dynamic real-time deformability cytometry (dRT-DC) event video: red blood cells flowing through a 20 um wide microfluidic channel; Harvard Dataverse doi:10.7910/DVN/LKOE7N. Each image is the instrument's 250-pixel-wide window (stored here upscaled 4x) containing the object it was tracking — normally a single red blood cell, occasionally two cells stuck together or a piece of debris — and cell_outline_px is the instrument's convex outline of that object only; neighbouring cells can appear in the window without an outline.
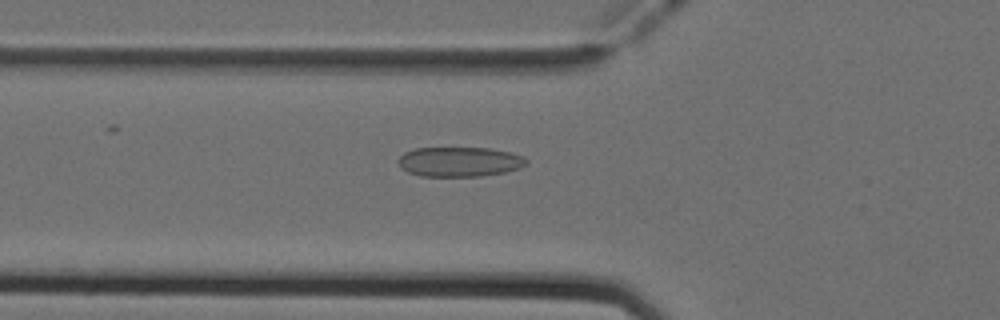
{"species": "Egyptian fruit bat (a non-hibernating species)", "species_latin": "Rousettus aegyptiacus", "temperature_condition": "cold", "stored_images_in_passage": 51, "camera_frame_rate_fps": 3000, "um_per_image_px": 0.085, "animal": {"sex": "female"}, "frame": {"image": 1, "passage_image": 18, "time_ms": 5.667, "image_size_px": [1000, 320], "cell_outline_px": [[528, 164], [520, 168], [504, 172], [480, 176], [420, 176], [408, 172], [400, 168], [396, 160], [404, 152], [416, 148], [488, 148], [512, 152], [524, 156], [528, 160]], "centroid_in_image_um": [39.06, 13.75], "position_along_channel_um": 86.7, "area_um2": 22.43}}
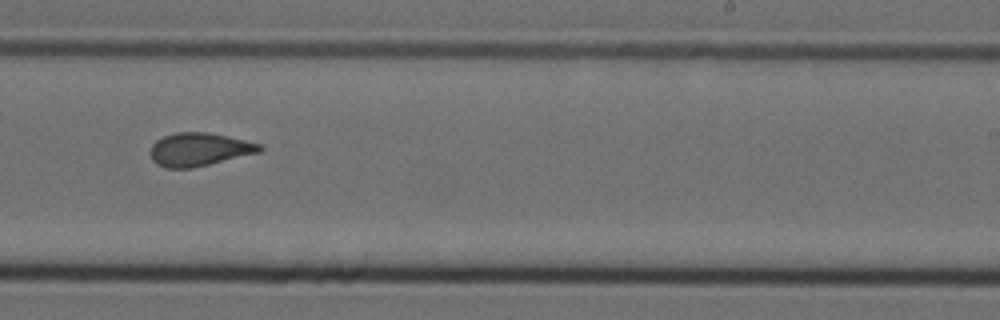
{"frame": {"image": 2, "passage_image": 32, "time_ms": 10.333, "image_size_px": [1000, 320], "cell_outline_px": [[264, 148], [260, 152], [192, 168], [164, 168], [156, 164], [152, 160], [152, 144], [156, 140], [164, 136], [176, 132], [208, 132], [244, 140], [260, 144]], "centroid_in_image_um": [16.92, 12.7], "position_along_channel_um": 272.1, "area_um2": 20.98}}
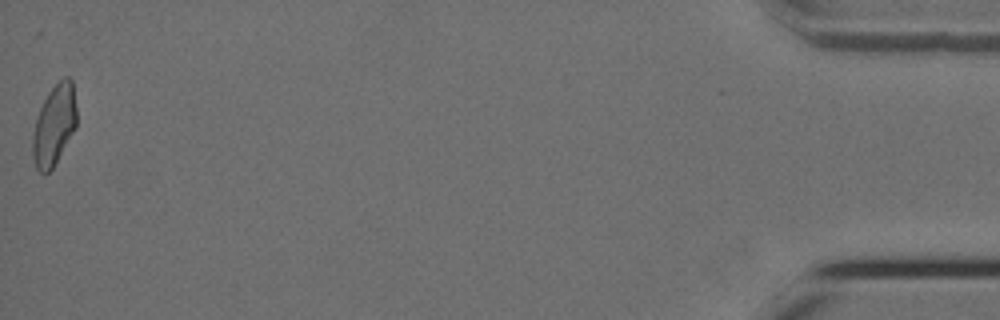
{"frame": {"image": 3, "passage_image": 51, "time_ms": 16.667, "image_size_px": [1000, 320], "cell_outline_px": [[76, 128], [52, 168], [48, 172], [40, 172], [36, 168], [32, 156], [32, 136], [36, 120], [40, 108], [48, 92], [64, 76], [68, 76], [72, 80], [76, 108]], "centroid_in_image_um": [4.6, 10.62], "position_along_channel_um": 430.6, "area_um2": 20.46}, "authors_computed_cell_mechanics": {"area_um2": 21.2126, "velocity_mm_per_s": 3.967, "shape_relaxation_time_tau1_ms": null, "shape_relaxation_time_tau2_ms": 1.5238, "deformation_change_tau1": null, "deformation_change_tau2": 0.0744}}